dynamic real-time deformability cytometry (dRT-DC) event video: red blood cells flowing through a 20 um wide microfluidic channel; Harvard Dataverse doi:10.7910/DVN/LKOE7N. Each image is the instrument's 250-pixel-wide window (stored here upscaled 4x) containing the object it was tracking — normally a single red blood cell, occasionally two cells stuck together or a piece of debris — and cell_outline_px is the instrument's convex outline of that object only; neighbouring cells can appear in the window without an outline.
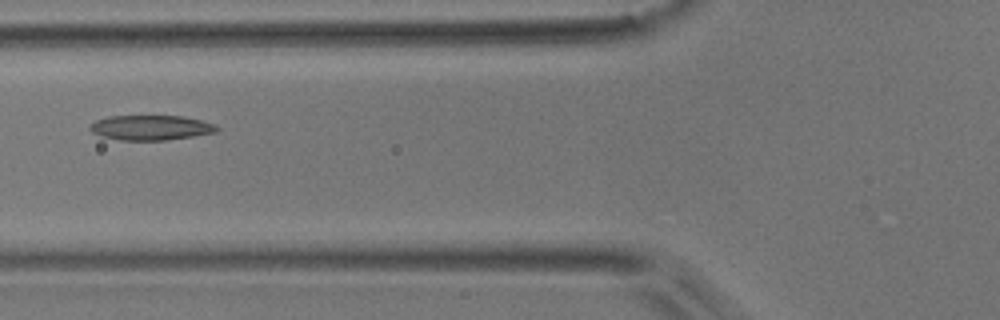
{"species": "common noctule bat (a hibernating species)", "species_latin": "Nyctalus noctula", "temperature_condition": "room temperature", "stored_images_in_passage": 8, "camera_frame_rate_fps": 3000, "um_per_image_px": 0.085, "animal": {"sex": "male", "body_mass_g": 17.9}, "frame": {"image": 1, "passage_image": 6, "time_ms": 5.667, "image_size_px": [1000, 320], "cell_outline_px": [[220, 128], [216, 132], [192, 136], [164, 140], [120, 140], [100, 136], [92, 132], [88, 128], [96, 120], [108, 116], [184, 116], [216, 124]], "centroid_in_image_um": [12.82, 10.84], "position_along_channel_um": 113.0, "area_um2": 18.38}}
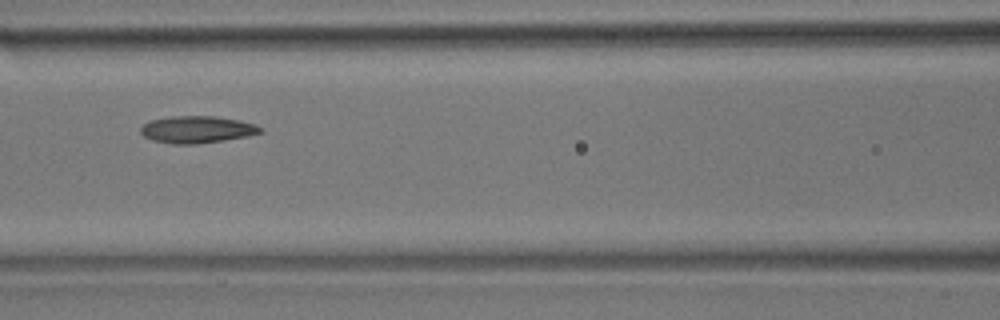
{"frame": {"image": 2, "passage_image": 7, "time_ms": 6.667, "image_size_px": [1000, 320], "cell_outline_px": [[264, 132], [248, 136], [224, 140], [196, 144], [172, 144], [152, 140], [144, 136], [140, 132], [140, 128], [148, 120], [172, 116], [216, 116], [240, 120], [256, 124], [264, 128]], "centroid_in_image_um": [16.77, 11.0], "position_along_channel_um": 149.8, "area_um2": 19.13}}
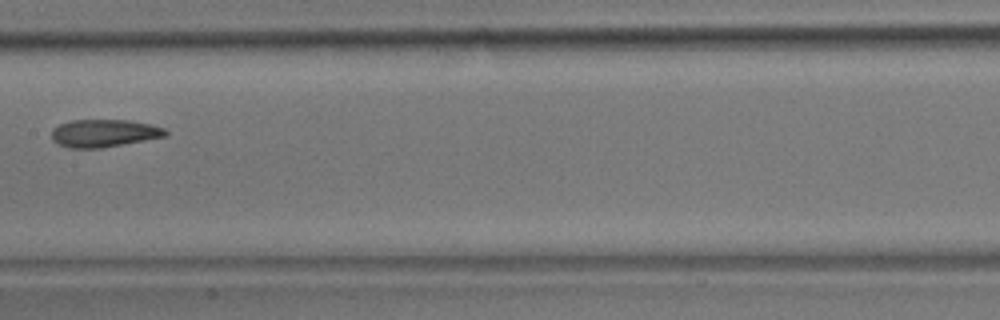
{"frame": {"image": 3, "passage_image": 8, "time_ms": 8.0, "image_size_px": [1000, 320], "cell_outline_px": [[168, 136], [100, 148], [68, 148], [52, 140], [52, 128], [60, 124], [72, 120], [128, 120], [152, 124], [164, 128], [168, 132]], "centroid_in_image_um": [8.86, 11.32], "position_along_channel_um": 198.5, "area_um2": 18.38}}